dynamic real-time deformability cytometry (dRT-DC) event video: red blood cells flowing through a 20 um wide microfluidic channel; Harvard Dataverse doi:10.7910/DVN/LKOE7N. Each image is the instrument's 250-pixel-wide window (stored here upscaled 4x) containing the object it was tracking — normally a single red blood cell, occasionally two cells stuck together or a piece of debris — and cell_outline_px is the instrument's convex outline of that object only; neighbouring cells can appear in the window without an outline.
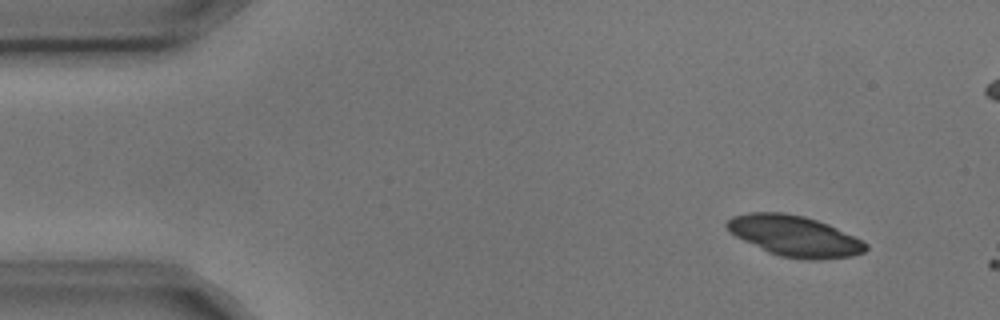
{"species": "common noctule bat (a hibernating species)", "species_latin": "Nyctalus noctula", "temperature_condition": "cold", "stored_images_in_passage": 2, "camera_frame_rate_fps": 3000, "um_per_image_px": 0.085, "animal": {"sex": "male", "body_mass_g": 17.9, "forearm_length_mm": 54.2}, "frame": {"image": 1, "passage_image": 1, "time_ms": 0.0, "image_size_px": [1000, 320], "cell_outline_px": [[868, 248], [864, 252], [852, 256], [820, 260], [808, 260], [780, 256], [768, 252], [736, 236], [724, 224], [732, 216], [748, 212], [784, 212], [804, 216], [828, 224], [868, 244]], "centroid_in_image_um": [67.53, 20.06], "position_along_channel_um": 17.5, "area_um2": 32.71}}